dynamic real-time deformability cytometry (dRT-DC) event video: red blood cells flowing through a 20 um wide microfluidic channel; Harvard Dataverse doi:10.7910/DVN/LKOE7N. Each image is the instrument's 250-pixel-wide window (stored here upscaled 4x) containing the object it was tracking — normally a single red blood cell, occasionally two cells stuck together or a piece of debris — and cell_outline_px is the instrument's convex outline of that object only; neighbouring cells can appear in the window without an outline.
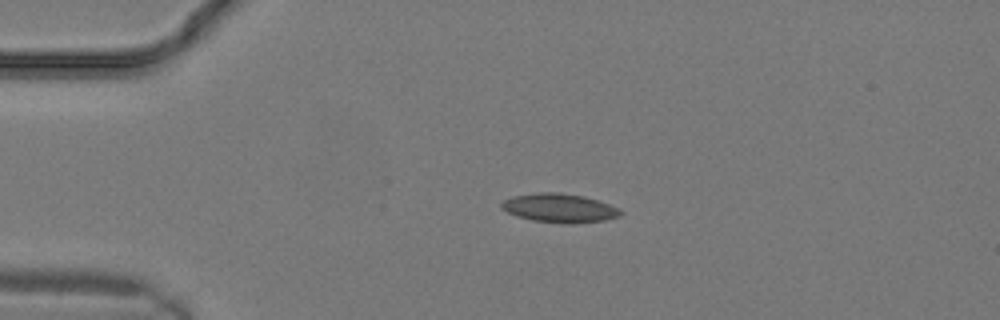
{"species": "common noctule bat (a hibernating species)", "species_latin": "Nyctalus noctula", "temperature_condition": "warm", "stored_images_in_passage": 3, "camera_frame_rate_fps": 3000, "um_per_image_px": 0.085, "animal": {"sex": "male", "body_mass_g": 19.2, "forearm_length_mm": 51.8}, "frame": {"image": 1, "passage_image": 1, "time_ms": 0.0, "image_size_px": [1000, 320], "cell_outline_px": [[624, 212], [620, 216], [604, 220], [572, 224], [568, 224], [532, 220], [508, 212], [500, 208], [500, 204], [504, 200], [512, 196], [536, 192], [560, 192], [584, 196], [620, 208]], "centroid_in_image_um": [47.57, 17.67], "position_along_channel_um": 37.4, "area_um2": 20.06}}